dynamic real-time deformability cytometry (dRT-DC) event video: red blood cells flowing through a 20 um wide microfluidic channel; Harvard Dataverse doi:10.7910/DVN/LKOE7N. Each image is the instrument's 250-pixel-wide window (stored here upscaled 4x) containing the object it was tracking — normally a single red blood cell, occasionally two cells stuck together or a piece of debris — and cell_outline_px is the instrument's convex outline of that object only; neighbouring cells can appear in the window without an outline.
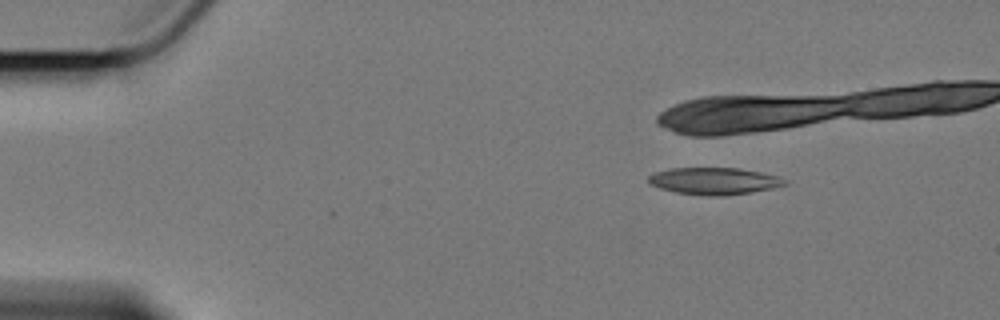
{"species": "Egyptian fruit bat (a non-hibernating species)", "species_latin": "Rousettus aegyptiacus", "temperature_condition": "cold", "stored_images_in_passage": 6, "camera_frame_rate_fps": 3000, "um_per_image_px": 0.085, "animal": {"sex": "female"}, "frame": {"image": 1, "passage_image": 1, "time_ms": 0.0, "image_size_px": [1000, 320], "cell_outline_px": [[788, 184], [772, 188], [752, 192], [724, 196], [708, 196], [676, 192], [660, 188], [648, 184], [648, 176], [656, 172], [672, 168], [736, 168], [760, 172], [776, 176], [788, 180]], "centroid_in_image_um": [60.7, 15.39], "position_along_channel_um": 24.3, "area_um2": 21.39}}